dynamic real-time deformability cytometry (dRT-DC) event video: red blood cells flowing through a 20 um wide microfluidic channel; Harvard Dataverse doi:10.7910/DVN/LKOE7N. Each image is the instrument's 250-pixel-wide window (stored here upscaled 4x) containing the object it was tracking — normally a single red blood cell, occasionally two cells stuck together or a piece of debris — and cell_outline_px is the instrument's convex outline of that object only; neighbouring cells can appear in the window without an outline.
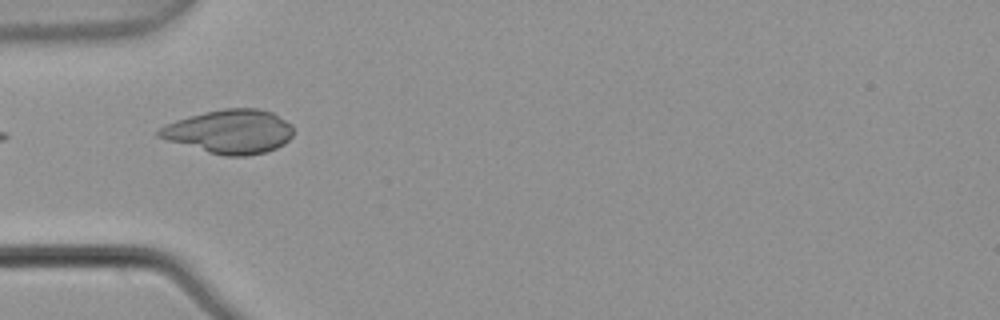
{"species": "common noctule bat (a hibernating species)", "species_latin": "Nyctalus noctula", "temperature_condition": "warm", "stored_images_in_passage": 4, "camera_frame_rate_fps": 3000, "um_per_image_px": 0.085, "animal": {"sex": "male", "body_mass_g": 21.5, "forearm_length_mm": 52.0}, "frame": {"image": 1, "passage_image": 1, "time_ms": 0.0, "image_size_px": [1000, 320], "cell_outline_px": [[292, 136], [284, 144], [276, 148], [264, 152], [248, 156], [224, 156], [208, 152], [168, 140], [156, 136], [156, 132], [164, 124], [176, 120], [204, 112], [224, 108], [260, 108], [272, 112], [292, 124]], "centroid_in_image_um": [19.53, 11.18], "position_along_channel_um": 65.5, "area_um2": 34.33}}
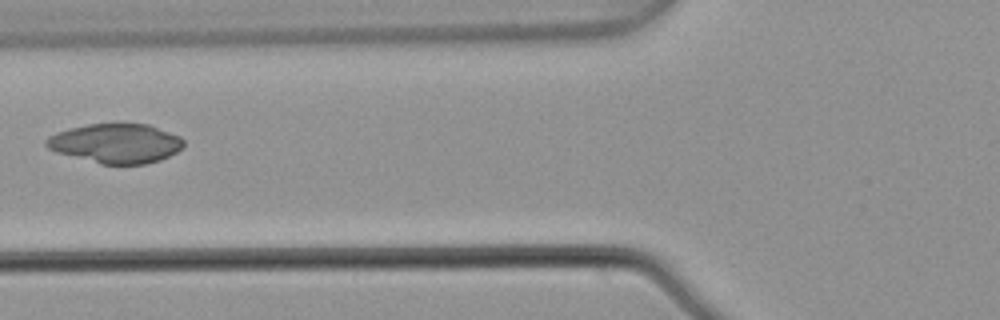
{"frame": {"image": 2, "passage_image": 2, "time_ms": 0.333, "image_size_px": [1000, 320], "cell_outline_px": [[184, 144], [176, 152], [160, 160], [144, 164], [100, 164], [56, 152], [48, 148], [44, 144], [44, 140], [48, 136], [56, 132], [68, 128], [88, 124], [148, 124], [180, 136], [184, 140]], "centroid_in_image_um": [9.81, 12.18], "position_along_channel_um": 116.0, "area_um2": 31.56}}
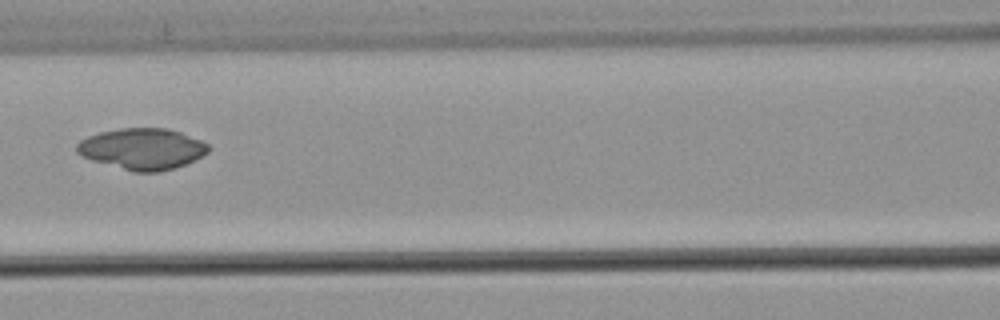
{"frame": {"image": 3, "passage_image": 3, "time_ms": 0.667, "image_size_px": [1000, 320], "cell_outline_px": [[208, 152], [196, 160], [176, 168], [160, 172], [132, 172], [92, 160], [76, 152], [76, 144], [80, 140], [88, 136], [100, 132], [120, 128], [168, 128], [180, 132], [200, 140], [208, 144]], "centroid_in_image_um": [12.1, 12.66], "position_along_channel_um": 154.5, "area_um2": 31.67}}